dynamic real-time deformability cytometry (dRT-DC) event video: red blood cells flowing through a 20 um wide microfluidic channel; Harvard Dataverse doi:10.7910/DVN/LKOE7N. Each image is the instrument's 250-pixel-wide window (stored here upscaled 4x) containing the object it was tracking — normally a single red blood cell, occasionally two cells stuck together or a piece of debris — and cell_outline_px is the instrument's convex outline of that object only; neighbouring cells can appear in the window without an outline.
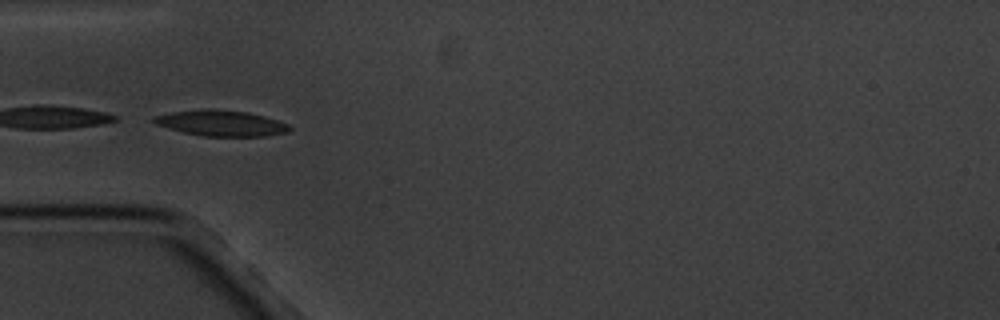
{"species": "common noctule bat (a hibernating species)", "species_latin": "Nyctalus noctula", "temperature_condition": "cold", "stored_images_in_passage": 5, "camera_frame_rate_fps": 3000, "um_per_image_px": 0.085, "animal": {"sex": "male", "body_mass_g": 20.1, "forearm_length_mm": 53.5}, "frame": {"image": 1, "passage_image": 4, "time_ms": 3.333, "image_size_px": [1000, 320], "cell_outline_px": [[292, 128], [288, 132], [264, 136], [204, 136], [184, 132], [168, 128], [156, 124], [152, 120], [152, 116], [172, 112], [208, 108], [212, 108], [248, 112], [264, 116], [288, 124]], "centroid_in_image_um": [18.79, 10.46], "position_along_channel_um": 66.2, "area_um2": 20.35}}